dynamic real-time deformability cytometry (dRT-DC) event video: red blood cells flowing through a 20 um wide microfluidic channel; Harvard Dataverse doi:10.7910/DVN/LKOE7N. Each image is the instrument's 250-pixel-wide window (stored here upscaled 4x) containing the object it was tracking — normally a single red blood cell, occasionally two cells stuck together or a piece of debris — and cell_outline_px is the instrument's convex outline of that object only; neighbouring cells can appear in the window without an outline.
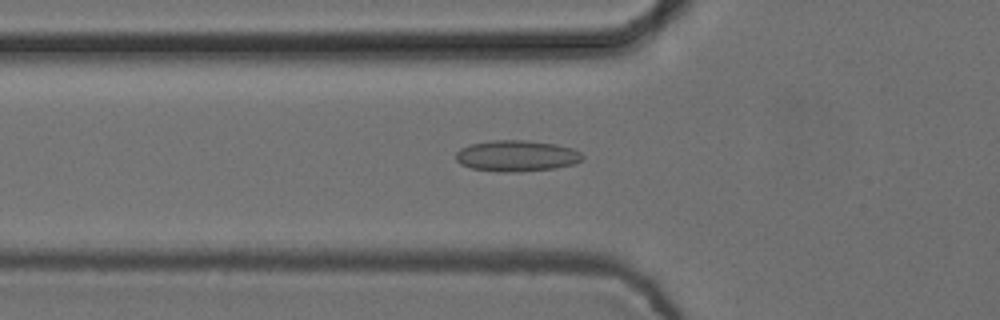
{"species": "common noctule bat (a hibernating species)", "species_latin": "Nyctalus noctula", "temperature_condition": "cold", "stored_images_in_passage": 44, "camera_frame_rate_fps": 3000, "um_per_image_px": 0.085, "animal": {"sex": "female", "body_mass_g": 24.6, "forearm_length_mm": 56.2}, "frame": {"image": 1, "passage_image": 9, "time_ms": 2.667, "image_size_px": [1000, 320], "cell_outline_px": [[584, 156], [580, 160], [572, 164], [556, 168], [516, 172], [500, 172], [472, 168], [460, 164], [456, 160], [456, 152], [460, 148], [468, 144], [492, 140], [524, 140], [556, 144], [572, 148], [580, 152]], "centroid_in_image_um": [43.88, 13.24], "position_along_channel_um": 81.9, "area_um2": 23.0}}
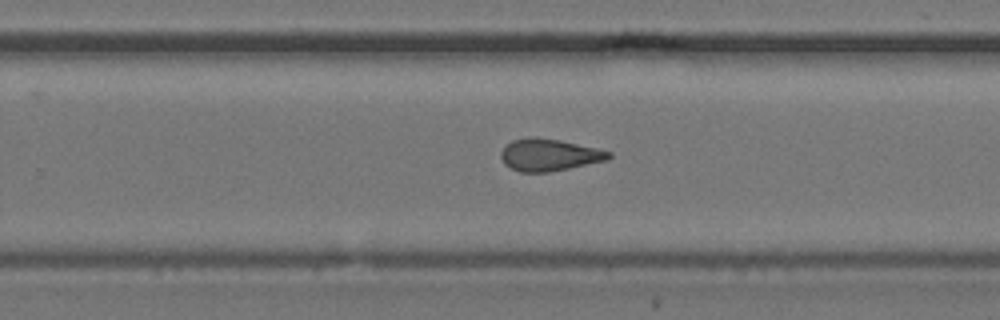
{"frame": {"image": 2, "passage_image": 25, "time_ms": 8.0, "image_size_px": [1000, 320], "cell_outline_px": [[612, 156], [608, 160], [548, 172], [520, 172], [504, 164], [500, 156], [500, 152], [512, 140], [528, 136], [536, 136], [560, 140], [596, 148], [612, 152]], "centroid_in_image_um": [46.67, 13.15], "position_along_channel_um": 283.1, "area_um2": 20.17}}
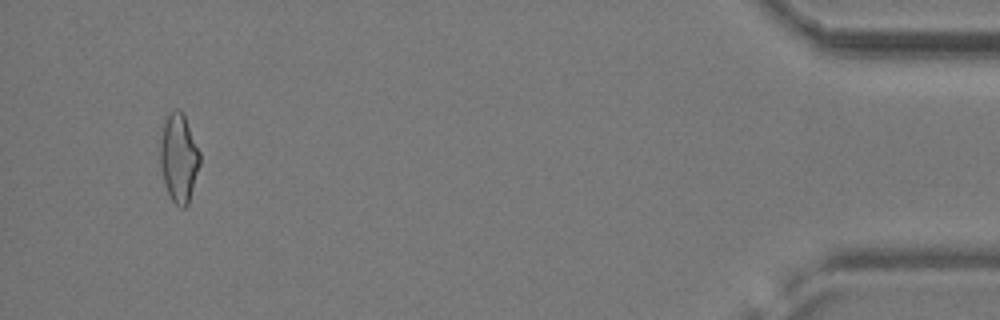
{"frame": {"image": 3, "passage_image": 42, "time_ms": 13.667, "image_size_px": [1000, 320], "cell_outline_px": [[200, 164], [188, 204], [184, 208], [180, 208], [172, 200], [168, 192], [160, 168], [160, 140], [164, 120], [176, 108], [184, 116], [200, 152]], "centroid_in_image_um": [15.19, 13.45], "position_along_channel_um": 420.0, "area_um2": 20.17}, "authors_computed_cell_mechanics": {"area_um2": 20.5768, "velocity_mm_per_s": 3.7571, "shape_relaxation_time_tau1_ms": null, "shape_relaxation_time_tau2_ms": 2.4556, "deformation_change_tau1": null, "deformation_change_tau2": 0.1011}}